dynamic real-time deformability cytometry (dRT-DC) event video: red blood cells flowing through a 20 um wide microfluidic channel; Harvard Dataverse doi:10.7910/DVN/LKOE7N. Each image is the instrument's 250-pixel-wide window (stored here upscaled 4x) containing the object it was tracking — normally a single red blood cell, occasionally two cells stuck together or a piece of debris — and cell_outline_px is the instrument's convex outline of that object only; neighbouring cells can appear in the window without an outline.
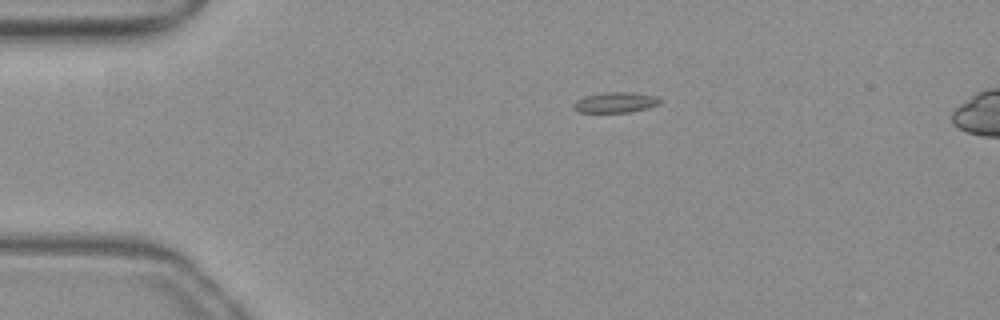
{"species": "common noctule bat (a hibernating species)", "species_latin": "Nyctalus noctula", "temperature_condition": "warm", "stored_images_in_passage": 38, "camera_frame_rate_fps": 3000, "um_per_image_px": 0.085, "animal": {"sex": "female", "body_mass_g": 19.3, "forearm_length_mm": 54.1}, "frame": {"image": 1, "passage_image": 1, "time_ms": 0.0, "image_size_px": [1000, 320], "cell_outline_px": [[660, 104], [648, 108], [628, 112], [576, 112], [572, 108], [572, 104], [576, 100], [584, 96], [604, 92], [632, 92], [656, 96], [660, 100]], "centroid_in_image_um": [52.27, 8.7], "position_along_channel_um": 32.7, "area_um2": 10.4}}
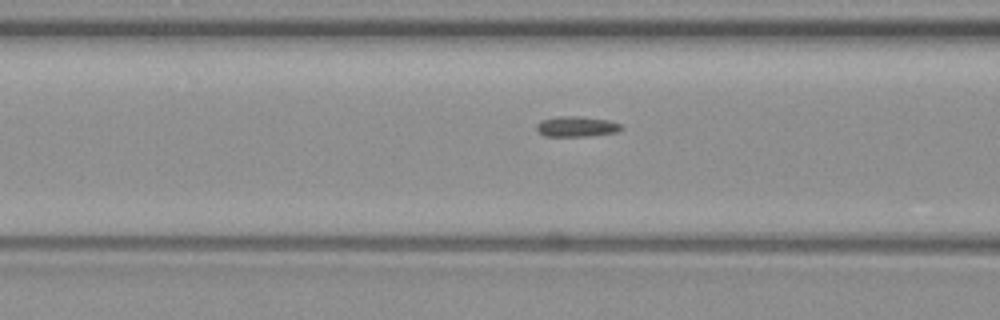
{"frame": {"image": 2, "passage_image": 11, "time_ms": 3.333, "image_size_px": [1000, 320], "cell_outline_px": [[624, 128], [616, 132], [588, 136], [544, 136], [536, 132], [536, 124], [540, 120], [560, 116], [580, 116], [608, 120], [620, 124]], "centroid_in_image_um": [48.96, 10.75], "position_along_channel_um": 117.6, "area_um2": 10.17}}
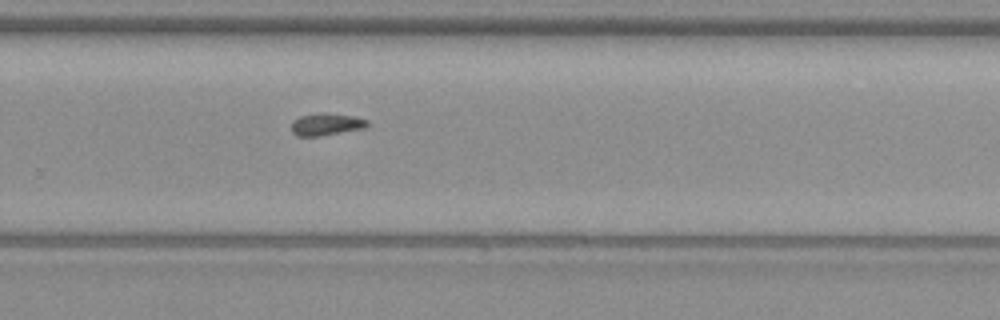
{"frame": {"image": 3, "passage_image": 25, "time_ms": 8.0, "image_size_px": [1000, 320], "cell_outline_px": [[368, 124], [364, 128], [320, 136], [296, 136], [292, 132], [292, 120], [300, 116], [316, 112], [324, 112], [356, 116], [368, 120]], "centroid_in_image_um": [27.72, 10.55], "position_along_channel_um": 302.1, "area_um2": 10.0}}